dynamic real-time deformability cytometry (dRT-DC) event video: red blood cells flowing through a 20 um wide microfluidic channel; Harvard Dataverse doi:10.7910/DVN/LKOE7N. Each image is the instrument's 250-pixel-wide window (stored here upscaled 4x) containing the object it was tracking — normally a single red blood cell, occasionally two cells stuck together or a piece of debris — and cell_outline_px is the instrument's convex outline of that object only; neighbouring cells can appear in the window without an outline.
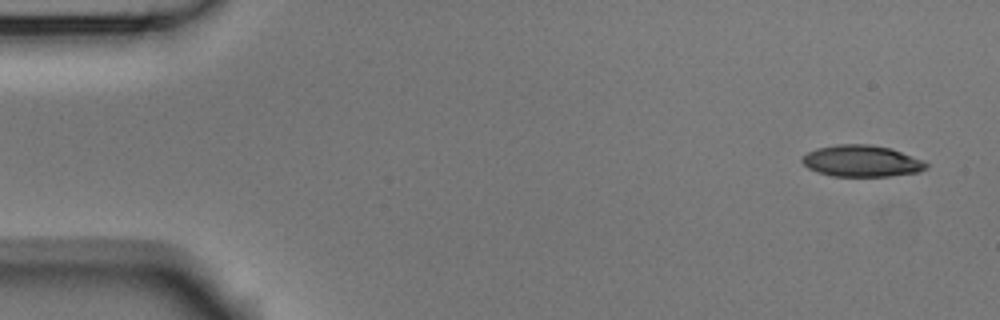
{"species": "Egyptian fruit bat (a non-hibernating species)", "species_latin": "Rousettus aegyptiacus", "temperature_condition": "room temperature", "stored_images_in_passage": 6, "camera_frame_rate_fps": 3000, "um_per_image_px": 0.085, "animal": {"sex": "male"}, "frame": {"image": 1, "passage_image": 1, "time_ms": 0.0, "image_size_px": [1000, 320], "cell_outline_px": [[928, 168], [920, 172], [888, 176], [832, 176], [816, 172], [808, 168], [800, 160], [800, 156], [816, 148], [836, 144], [868, 144], [892, 148], [920, 160], [928, 164]], "centroid_in_image_um": [73.19, 13.68], "position_along_channel_um": 11.8, "area_um2": 22.89}}
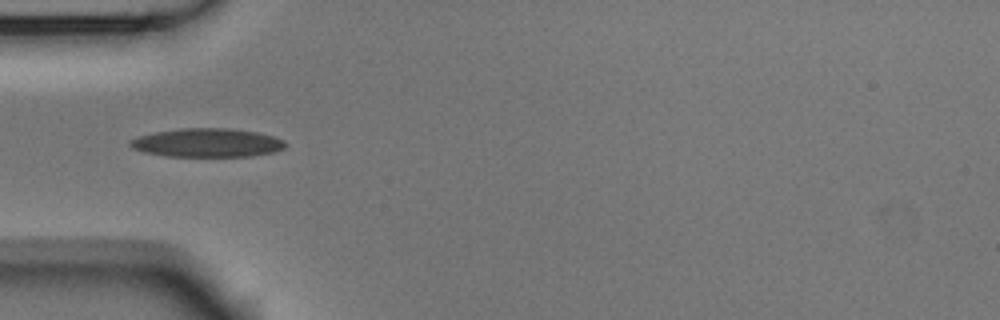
{"frame": {"image": 2, "passage_image": 5, "time_ms": 1.333, "image_size_px": [1000, 320], "cell_outline_px": [[288, 144], [284, 148], [272, 152], [252, 156], [164, 156], [144, 152], [132, 148], [128, 144], [128, 140], [140, 136], [156, 132], [180, 128], [232, 128], [256, 132], [272, 136], [284, 140]], "centroid_in_image_um": [17.6, 12.13], "position_along_channel_um": 67.4, "area_um2": 25.95}}
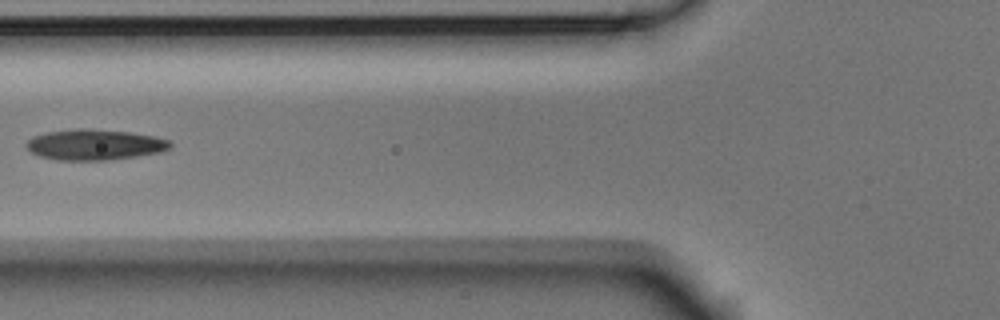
{"frame": {"image": 3, "passage_image": 6, "time_ms": 1.667, "image_size_px": [1000, 320], "cell_outline_px": [[172, 148], [160, 152], [136, 156], [108, 160], [60, 160], [40, 156], [32, 152], [24, 144], [32, 136], [48, 132], [80, 128], [92, 128], [128, 132], [156, 136], [168, 140], [172, 144]], "centroid_in_image_um": [8.06, 12.29], "position_along_channel_um": 117.7, "area_um2": 25.72}}